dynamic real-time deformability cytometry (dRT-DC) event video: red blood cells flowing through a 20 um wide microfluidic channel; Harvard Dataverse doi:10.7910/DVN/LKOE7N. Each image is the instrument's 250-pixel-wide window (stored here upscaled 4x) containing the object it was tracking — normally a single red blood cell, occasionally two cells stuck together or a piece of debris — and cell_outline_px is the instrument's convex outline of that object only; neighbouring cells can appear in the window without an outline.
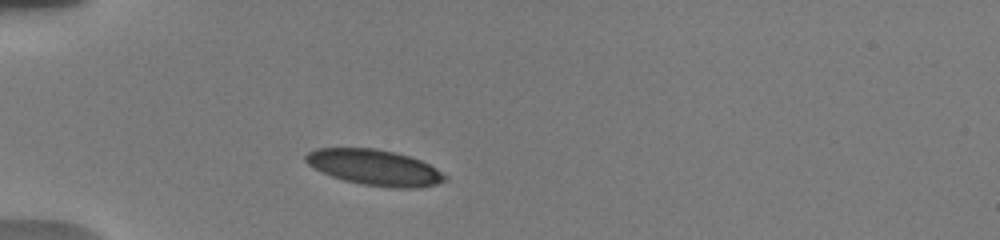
{"species": "human", "species_latin": "Homo sapiens", "temperature_condition": "warm", "stored_images_in_passage": 13, "camera_frame_rate_fps": 3000, "um_per_image_px": 0.085, "donor": {"sex": "male"}, "frame": {"image": 1, "passage_image": 1, "time_ms": 0.0, "image_size_px": [1000, 240], "cell_outline_px": [[448, 180], [436, 184], [416, 188], [392, 188], [360, 184], [344, 180], [332, 176], [308, 164], [304, 160], [304, 156], [308, 152], [316, 148], [376, 148], [396, 152], [420, 160], [436, 168], [448, 176]], "centroid_in_image_um": [31.87, 14.23], "position_along_channel_um": 53.1, "area_um2": 29.02}}
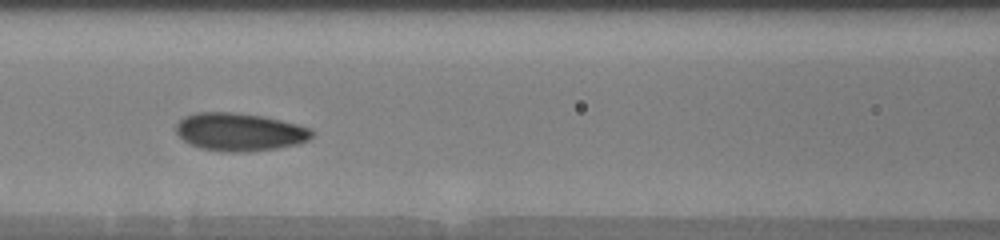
{"frame": {"image": 2, "passage_image": 7, "time_ms": 3.0, "image_size_px": [1000, 240], "cell_outline_px": [[312, 136], [308, 140], [300, 144], [280, 148], [244, 152], [220, 152], [200, 148], [188, 144], [176, 132], [176, 124], [184, 116], [196, 112], [232, 112], [260, 116], [280, 120], [312, 128]], "centroid_in_image_um": [20.35, 11.23], "position_along_channel_um": 146.2, "area_um2": 30.23}}
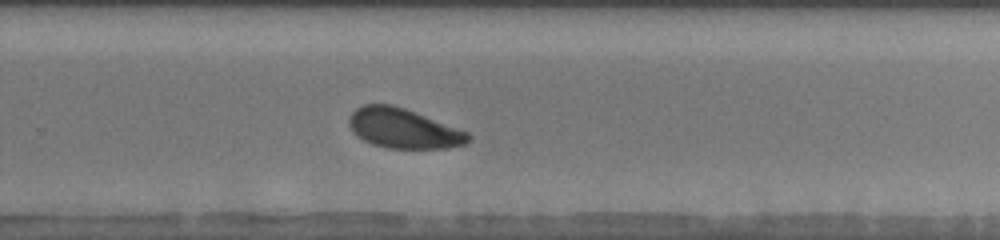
{"frame": {"image": 3, "passage_image": 13, "time_ms": 7.0, "image_size_px": [1000, 240], "cell_outline_px": [[472, 136], [464, 144], [448, 148], [384, 148], [372, 144], [356, 136], [352, 132], [348, 124], [348, 116], [356, 108], [364, 104], [392, 104], [416, 112], [468, 132]], "centroid_in_image_um": [34.24, 10.91], "position_along_channel_um": 295.6, "area_um2": 27.74}}